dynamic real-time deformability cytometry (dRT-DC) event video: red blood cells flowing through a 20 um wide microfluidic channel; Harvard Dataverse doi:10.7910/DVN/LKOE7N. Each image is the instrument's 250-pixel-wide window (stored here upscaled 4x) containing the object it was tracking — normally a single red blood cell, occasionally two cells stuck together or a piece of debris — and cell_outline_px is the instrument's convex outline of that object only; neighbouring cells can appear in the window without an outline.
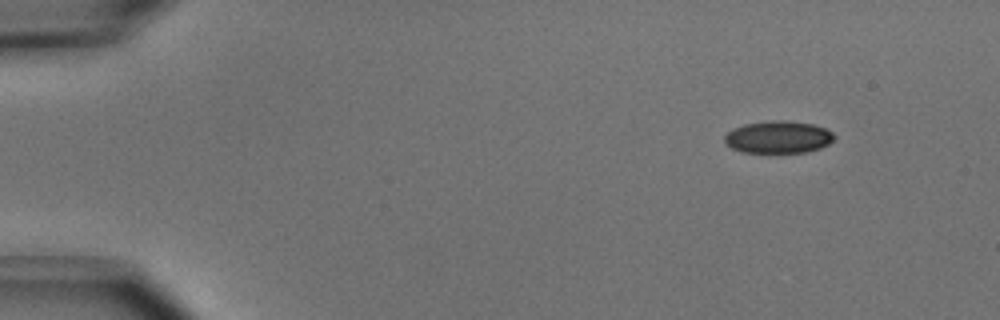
{"species": "common noctule bat (a hibernating species)", "species_latin": "Nyctalus noctula", "temperature_condition": "cold", "stored_images_in_passage": 42, "camera_frame_rate_fps": 3000, "um_per_image_px": 0.085, "animal": {"sex": "male", "body_mass_g": 15.6}, "frame": {"image": 1, "passage_image": 1, "time_ms": 0.0, "image_size_px": [1000, 320], "cell_outline_px": [[836, 136], [828, 144], [820, 148], [808, 152], [744, 152], [732, 148], [724, 140], [724, 136], [732, 128], [744, 124], [772, 120], [784, 120], [812, 124], [824, 128], [832, 132]], "centroid_in_image_um": [66.15, 11.64], "position_along_channel_um": 18.8, "area_um2": 20.52}}
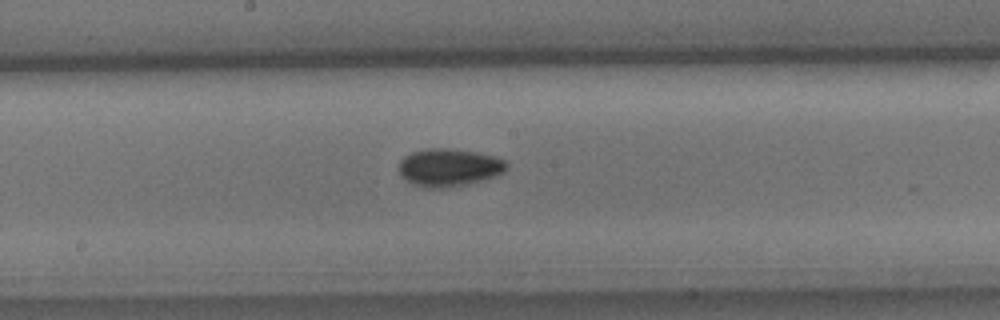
{"frame": {"image": 2, "passage_image": 23, "time_ms": 7.333, "image_size_px": [1000, 320], "cell_outline_px": [[508, 168], [504, 172], [468, 184], [448, 188], [424, 188], [412, 184], [400, 172], [400, 160], [404, 156], [412, 152], [428, 148], [448, 148], [476, 152], [496, 156], [504, 160], [508, 164]], "centroid_in_image_um": [38.18, 14.23], "position_along_channel_um": 210.0, "area_um2": 23.64}}
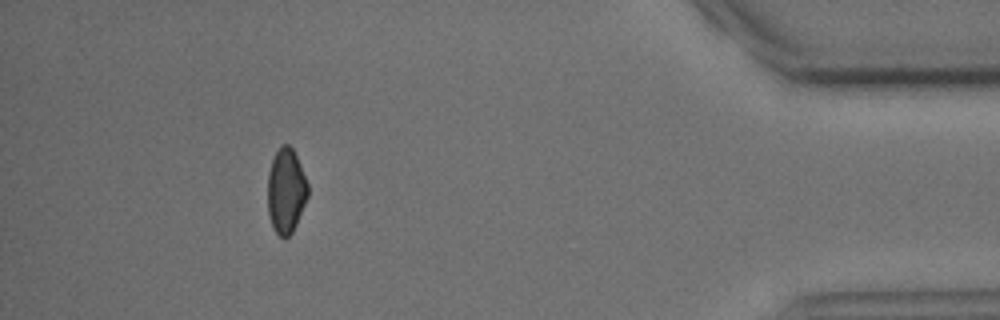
{"frame": {"image": 3, "passage_image": 42, "time_ms": 13.667, "image_size_px": [1000, 320], "cell_outline_px": [[308, 196], [296, 224], [292, 232], [284, 240], [272, 228], [268, 212], [268, 172], [272, 160], [280, 144], [288, 144], [292, 148], [300, 164], [308, 184]], "centroid_in_image_um": [24.3, 16.23], "position_along_channel_um": 410.9, "area_um2": 19.88}, "authors_computed_cell_mechanics": {"area_um2": 21.7906, "velocity_mm_per_s": 3.9638, "shape_relaxation_time_tau1_ms": 2.9421, "shape_relaxation_time_tau2_ms": null, "deformation_change_tau1": 0.0708, "deformation_change_tau2": null}}